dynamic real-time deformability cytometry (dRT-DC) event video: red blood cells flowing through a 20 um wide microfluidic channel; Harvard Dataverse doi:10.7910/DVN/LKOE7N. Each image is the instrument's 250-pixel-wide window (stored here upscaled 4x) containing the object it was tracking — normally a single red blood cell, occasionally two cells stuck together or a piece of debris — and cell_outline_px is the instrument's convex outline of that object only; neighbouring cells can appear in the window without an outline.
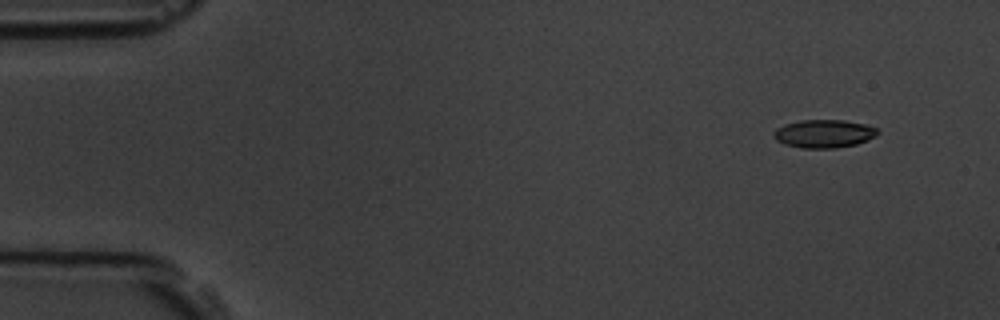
{"species": "common noctule bat (a hibernating species)", "species_latin": "Nyctalus noctula", "temperature_condition": "room temperature", "stored_images_in_passage": 6, "segment_of_instrument_passage": [2, 2], "camera_frame_rate_fps": 3000, "um_per_image_px": 0.085, "animal": {"sex": "male", "body_mass_g": 19.5, "forearm_length_mm": 54.6}, "frame": {"image": 1, "passage_image": 6, "time_ms": 5.667, "image_size_px": [1000, 320], "cell_outline_px": [[880, 132], [876, 136], [868, 140], [856, 144], [836, 148], [800, 148], [784, 144], [776, 140], [772, 136], [772, 132], [776, 128], [784, 124], [800, 120], [844, 120], [864, 124], [876, 128]], "centroid_in_image_um": [70.0, 11.36], "position_along_channel_um": 15.0, "area_um2": 17.22}}